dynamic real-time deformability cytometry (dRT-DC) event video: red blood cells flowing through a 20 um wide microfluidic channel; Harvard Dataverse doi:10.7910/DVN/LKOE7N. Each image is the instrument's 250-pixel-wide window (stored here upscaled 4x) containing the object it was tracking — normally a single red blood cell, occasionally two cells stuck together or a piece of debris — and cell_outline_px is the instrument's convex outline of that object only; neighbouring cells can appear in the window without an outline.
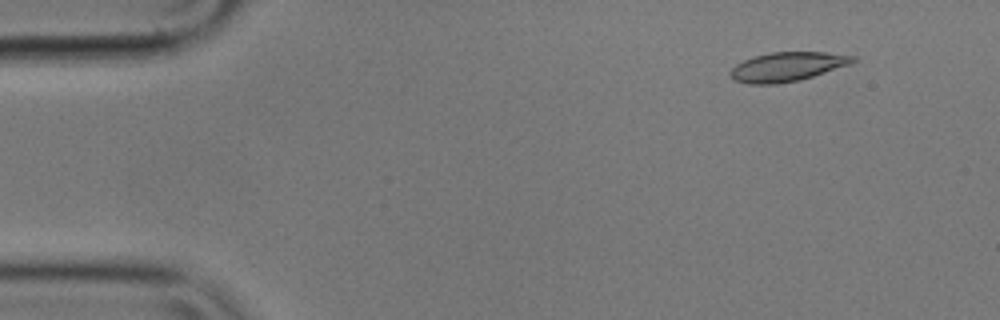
{"species": "common noctule bat (a hibernating species)", "species_latin": "Nyctalus noctula", "temperature_condition": "cold", "stored_images_in_passage": 4, "camera_frame_rate_fps": 3000, "um_per_image_px": 0.085, "animal": {"sex": "male", "body_mass_g": 17.9}, "frame": {"image": 1, "passage_image": 2, "time_ms": 0.333, "image_size_px": [1000, 320], "cell_outline_px": [[856, 60], [848, 64], [800, 80], [776, 84], [748, 84], [732, 80], [728, 72], [736, 64], [752, 56], [772, 52], [824, 52], [856, 56]], "centroid_in_image_um": [66.84, 5.67], "position_along_channel_um": 18.2, "area_um2": 20.75}}